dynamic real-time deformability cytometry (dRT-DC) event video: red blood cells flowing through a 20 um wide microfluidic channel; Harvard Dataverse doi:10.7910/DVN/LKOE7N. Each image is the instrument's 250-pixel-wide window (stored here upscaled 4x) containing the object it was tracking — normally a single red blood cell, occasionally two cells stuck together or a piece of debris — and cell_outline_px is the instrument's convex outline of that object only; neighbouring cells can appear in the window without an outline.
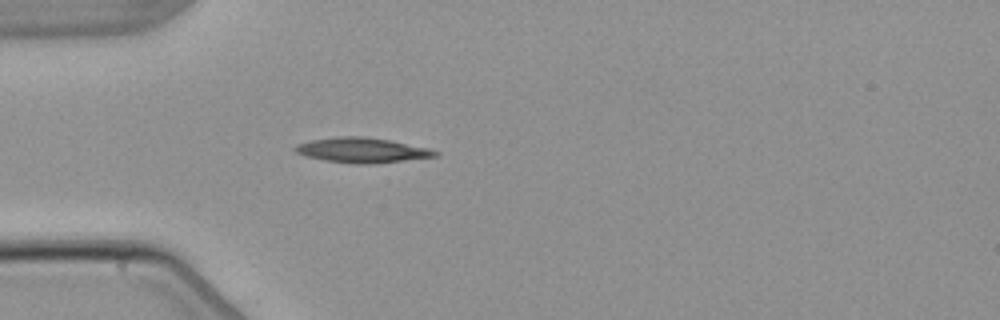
{"species": "common noctule bat (a hibernating species)", "species_latin": "Nyctalus noctula", "temperature_condition": "warm", "stored_images_in_passage": 1, "camera_frame_rate_fps": 3000, "um_per_image_px": 0.085, "animal": {"sex": "male", "body_mass_g": 21.5, "forearm_length_mm": 52.0}, "frame": {"image": 1, "passage_image": 1, "time_ms": 0.0, "image_size_px": [1000, 320], "cell_outline_px": [[440, 156], [368, 164], [356, 164], [324, 160], [304, 156], [296, 152], [292, 148], [296, 144], [312, 140], [336, 136], [364, 136], [392, 140], [428, 148], [440, 152]], "centroid_in_image_um": [30.77, 12.76], "position_along_channel_um": 54.2, "area_um2": 20.52}}